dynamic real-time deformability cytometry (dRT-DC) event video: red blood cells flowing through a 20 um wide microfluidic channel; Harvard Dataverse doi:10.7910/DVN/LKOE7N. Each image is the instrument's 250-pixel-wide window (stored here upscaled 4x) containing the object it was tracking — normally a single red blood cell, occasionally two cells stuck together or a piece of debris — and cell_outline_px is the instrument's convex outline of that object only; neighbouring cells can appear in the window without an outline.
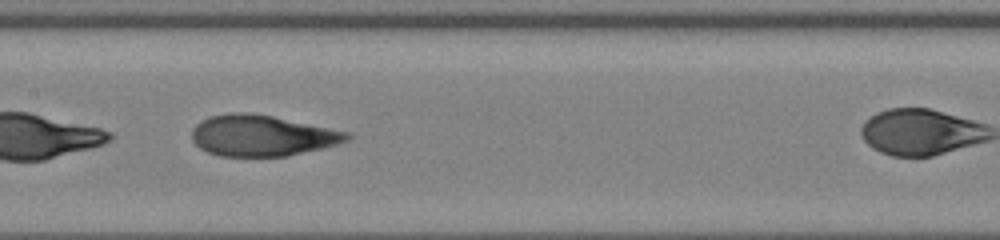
{"species": "human", "species_latin": "Homo sapiens", "temperature_condition": "warm", "stored_images_in_passage": 37, "camera_frame_rate_fps": 3000, "um_per_image_px": 0.085, "donor": {"sex": "male"}, "frame": {"image": 1, "passage_image": 22, "time_ms": 7.0, "image_size_px": [1000, 240], "cell_outline_px": [[352, 136], [348, 140], [336, 144], [288, 156], [220, 156], [208, 152], [200, 148], [192, 140], [192, 128], [200, 120], [208, 116], [228, 112], [248, 112], [272, 116], [348, 132]], "centroid_in_image_um": [22.2, 11.51], "position_along_channel_um": 185.2, "area_um2": 36.93}}